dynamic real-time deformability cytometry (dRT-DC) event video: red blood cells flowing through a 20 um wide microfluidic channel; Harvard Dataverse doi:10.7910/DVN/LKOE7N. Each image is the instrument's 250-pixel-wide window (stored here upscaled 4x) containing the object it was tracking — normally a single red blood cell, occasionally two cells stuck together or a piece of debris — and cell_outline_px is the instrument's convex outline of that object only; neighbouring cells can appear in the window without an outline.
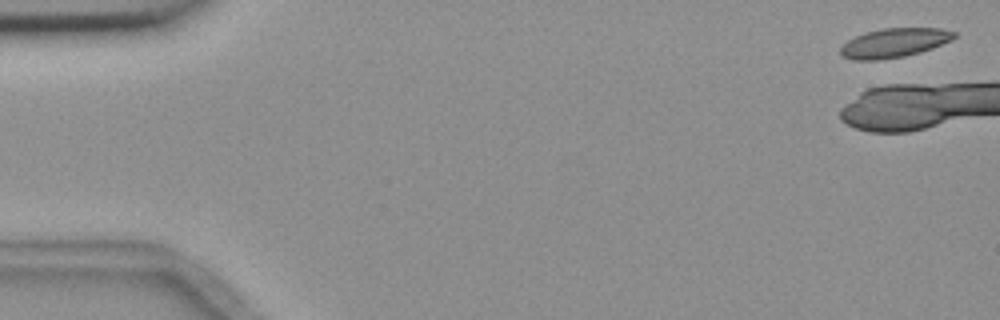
{"species": "common noctule bat (a hibernating species)", "species_latin": "Nyctalus noctula", "temperature_condition": "room temperature", "stored_images_in_passage": 8, "camera_frame_rate_fps": 3000, "um_per_image_px": 0.085, "animal": {"sex": "female", "body_mass_g": 18.4}, "frame": {"image": 1, "passage_image": 1, "time_ms": 0.0, "image_size_px": [1000, 320], "cell_outline_px": [[956, 36], [952, 40], [932, 48], [920, 52], [904, 56], [880, 60], [852, 60], [840, 56], [840, 48], [848, 40], [864, 32], [880, 28], [940, 28], [956, 32]], "centroid_in_image_um": [75.98, 3.64], "position_along_channel_um": 9.0, "area_um2": 19.48}}